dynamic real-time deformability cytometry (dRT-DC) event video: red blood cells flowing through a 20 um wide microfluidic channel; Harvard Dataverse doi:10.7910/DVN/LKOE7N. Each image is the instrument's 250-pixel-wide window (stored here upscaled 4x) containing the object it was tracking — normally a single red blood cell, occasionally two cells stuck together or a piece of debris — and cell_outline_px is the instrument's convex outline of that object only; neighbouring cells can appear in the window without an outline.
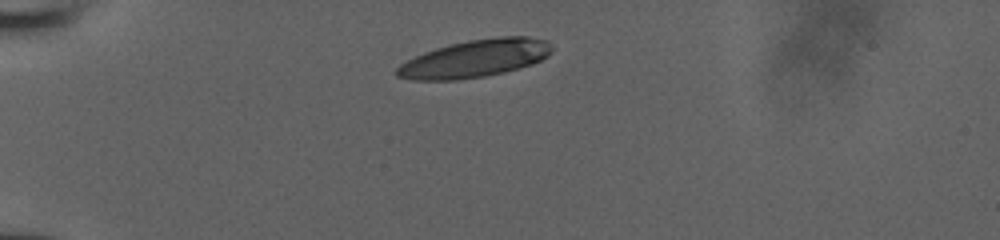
{"species": "human", "species_latin": "Homo sapiens", "temperature_condition": "room temperature", "stored_images_in_passage": 31, "camera_frame_rate_fps": 3000, "um_per_image_px": 0.085, "donor": {"sex": "male"}, "frame": {"image": 1, "passage_image": 1, "time_ms": 0.0, "image_size_px": [1000, 240], "cell_outline_px": [[552, 52], [548, 56], [532, 64], [504, 72], [484, 76], [460, 80], [412, 80], [396, 76], [392, 72], [400, 64], [424, 52], [448, 44], [468, 40], [496, 36], [528, 36], [548, 40], [552, 44]], "centroid_in_image_um": [40.38, 4.97], "position_along_channel_um": 44.6, "area_um2": 34.28}}
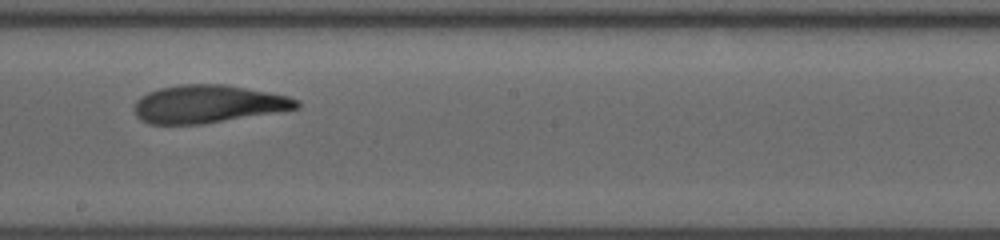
{"frame": {"image": 2, "passage_image": 18, "time_ms": 5.667, "image_size_px": [1000, 240], "cell_outline_px": [[300, 108], [276, 112], [200, 124], [148, 124], [140, 120], [136, 116], [132, 108], [136, 100], [140, 96], [148, 92], [160, 88], [180, 84], [224, 84], [268, 92], [288, 96], [300, 100]], "centroid_in_image_um": [17.64, 8.84], "position_along_channel_um": 230.6, "area_um2": 35.89}}
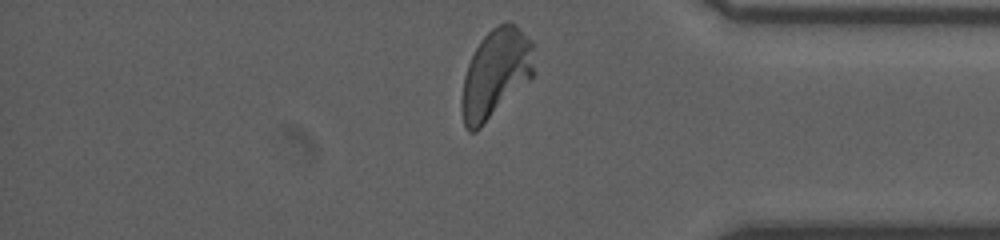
{"frame": {"image": 3, "passage_image": 31, "time_ms": 10.0, "image_size_px": [1000, 240], "cell_outline_px": [[532, 76], [476, 132], [468, 132], [464, 128], [460, 108], [460, 100], [464, 76], [468, 64], [480, 40], [492, 28], [504, 20], [512, 20], [532, 40]], "centroid_in_image_um": [42.08, 6.23], "position_along_channel_um": 393.1, "area_um2": 37.28}}